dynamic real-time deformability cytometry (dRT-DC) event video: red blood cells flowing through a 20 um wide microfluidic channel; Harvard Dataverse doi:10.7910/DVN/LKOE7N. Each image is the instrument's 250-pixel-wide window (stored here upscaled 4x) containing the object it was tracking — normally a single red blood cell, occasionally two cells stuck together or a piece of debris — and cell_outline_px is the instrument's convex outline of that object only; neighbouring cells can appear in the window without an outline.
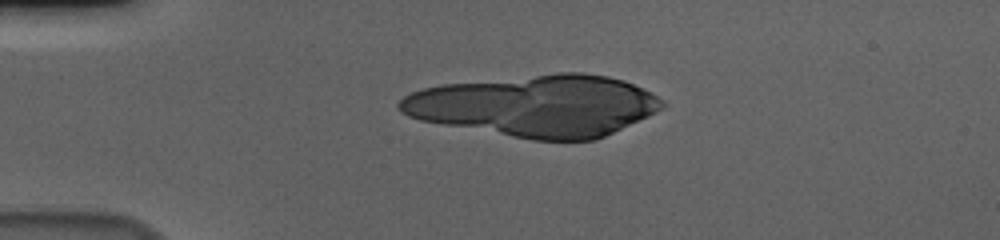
{"species": "human", "species_latin": "Homo sapiens", "temperature_condition": "cold", "stored_images_in_passage": 33, "camera_frame_rate_fps": 3000, "um_per_image_px": 0.085, "donor": {"sex": "male"}, "frame": {"image": 1, "passage_image": 13, "time_ms": 4.0, "image_size_px": [1000, 240], "cell_outline_px": [[644, 112], [640, 116], [600, 136], [584, 140], [548, 140], [524, 136], [512, 132], [536, 80], [548, 76], [596, 76], [616, 80], [628, 84], [644, 92]], "centroid_in_image_um": [49.13, 9.16], "position_along_channel_um": 35.9, "area_um2": 47.57}}
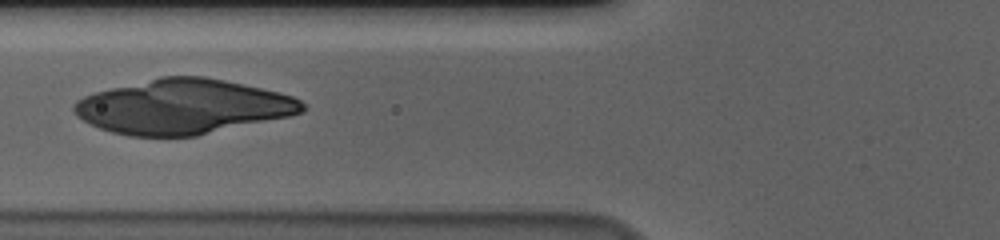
{"frame": {"image": 2, "passage_image": 23, "time_ms": 7.333, "image_size_px": [1000, 240], "cell_outline_px": [[300, 108], [296, 112], [200, 132], [172, 136], [156, 136], [128, 132], [112, 128], [188, 80], [208, 80], [268, 92], [284, 96], [296, 100], [300, 104]], "centroid_in_image_um": [17.51, 9.28], "position_along_channel_um": 108.3, "area_um2": 44.51}}